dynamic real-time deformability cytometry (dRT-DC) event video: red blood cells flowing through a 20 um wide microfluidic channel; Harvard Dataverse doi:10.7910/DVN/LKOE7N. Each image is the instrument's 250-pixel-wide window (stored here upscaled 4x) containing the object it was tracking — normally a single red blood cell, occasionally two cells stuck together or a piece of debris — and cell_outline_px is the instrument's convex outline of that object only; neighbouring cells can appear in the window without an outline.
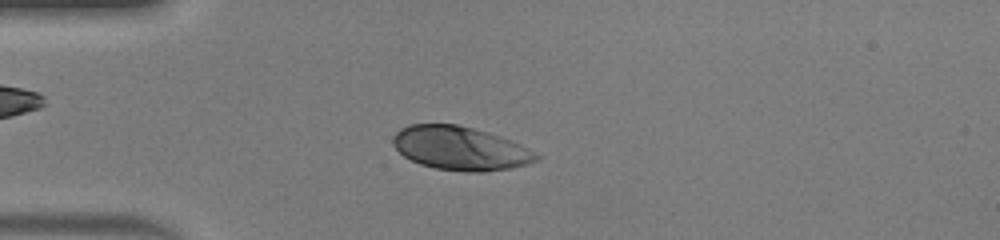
{"species": "human", "species_latin": "Homo sapiens", "temperature_condition": "warm", "stored_images_in_passage": 49, "camera_frame_rate_fps": 3000, "um_per_image_px": 0.085, "donor": {"sex": "male"}, "frame": {"image": 1, "passage_image": 13, "time_ms": 4.0, "image_size_px": [1000, 240], "cell_outline_px": [[544, 156], [540, 160], [528, 164], [512, 168], [484, 172], [464, 172], [436, 168], [420, 164], [404, 156], [392, 144], [392, 136], [400, 128], [408, 124], [456, 124], [488, 132], [500, 136], [520, 144]], "centroid_in_image_um": [39.16, 12.61], "position_along_channel_um": 45.8, "area_um2": 36.76}}
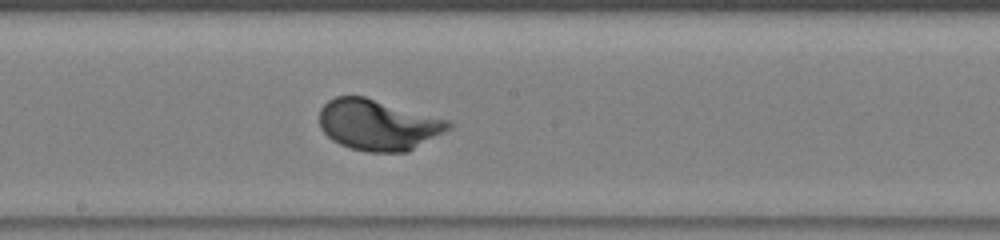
{"frame": {"image": 2, "passage_image": 27, "time_ms": 8.667, "image_size_px": [1000, 240], "cell_outline_px": [[452, 128], [408, 152], [368, 152], [352, 148], [340, 144], [332, 140], [320, 128], [320, 108], [328, 100], [336, 96], [364, 96], [448, 120], [452, 124]], "centroid_in_image_um": [32.13, 10.61], "position_along_channel_um": 216.1, "area_um2": 38.09}}
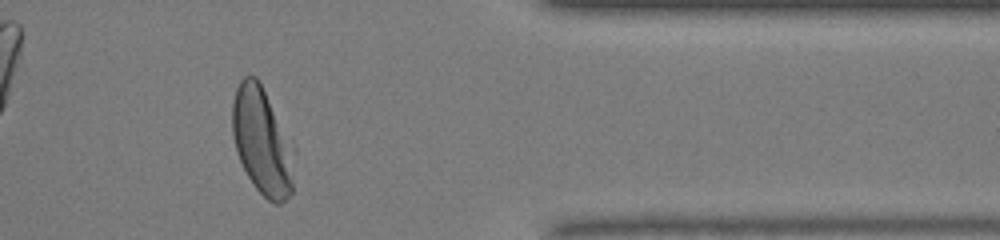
{"frame": {"image": 3, "passage_image": 41, "time_ms": 13.333, "image_size_px": [1000, 240], "cell_outline_px": [[292, 192], [280, 204], [276, 204], [268, 200], [256, 188], [248, 176], [236, 152], [232, 136], [232, 104], [236, 88], [240, 80], [244, 76], [256, 76], [264, 92], [288, 148], [292, 180]], "centroid_in_image_um": [22.14, 12.04], "position_along_channel_um": 389.3, "area_um2": 36.01}, "authors_computed_cell_mechanics": {"area_um2": 38.6682, "velocity_mm_per_s": 4.0993, "shape_relaxation_time_tau1_ms": 1.6155, "shape_relaxation_time_tau2_ms": null, "deformation_change_tau1": 0.1497, "deformation_change_tau2": null}}